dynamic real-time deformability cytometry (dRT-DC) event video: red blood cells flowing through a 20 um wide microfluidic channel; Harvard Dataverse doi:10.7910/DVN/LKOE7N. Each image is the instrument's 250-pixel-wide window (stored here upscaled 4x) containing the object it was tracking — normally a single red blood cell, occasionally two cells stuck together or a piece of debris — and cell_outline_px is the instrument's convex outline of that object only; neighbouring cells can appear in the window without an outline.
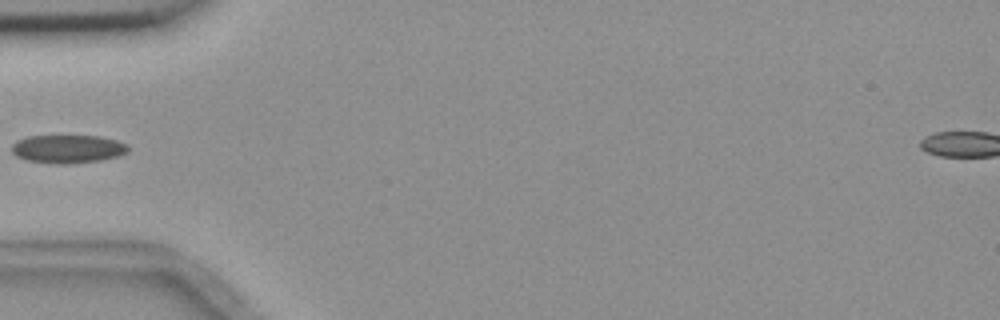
{"species": "common noctule bat (a hibernating species)", "species_latin": "Nyctalus noctula", "temperature_condition": "room temperature", "stored_images_in_passage": 5, "camera_frame_rate_fps": 3000, "um_per_image_px": 0.085, "animal": {"sex": "female", "body_mass_g": 18.4}, "frame": {"image": 1, "passage_image": 5, "time_ms": 4.667, "image_size_px": [1000, 320], "cell_outline_px": [[128, 152], [116, 156], [100, 160], [68, 164], [56, 164], [28, 160], [16, 156], [12, 152], [12, 144], [28, 136], [100, 136], [116, 140], [128, 144]], "centroid_in_image_um": [5.78, 12.66], "position_along_channel_um": 79.2, "area_um2": 19.02}}